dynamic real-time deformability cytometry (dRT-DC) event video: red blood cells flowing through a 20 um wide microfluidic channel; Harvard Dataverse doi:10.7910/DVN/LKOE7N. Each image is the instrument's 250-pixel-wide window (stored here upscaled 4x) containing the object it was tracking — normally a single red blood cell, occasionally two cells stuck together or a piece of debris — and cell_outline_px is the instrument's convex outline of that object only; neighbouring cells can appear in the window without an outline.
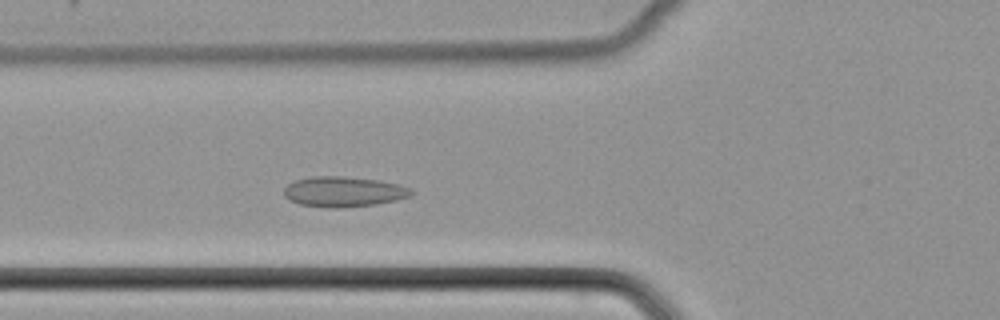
{"species": "common noctule bat (a hibernating species)", "species_latin": "Nyctalus noctula", "temperature_condition": "cold", "stored_images_in_passage": 46, "camera_frame_rate_fps": 3000, "um_per_image_px": 0.085, "animal": {"sex": "female", "body_mass_g": 22.7, "forearm_length_mm": 54.2}, "frame": {"image": 1, "passage_image": 13, "time_ms": 4.0, "image_size_px": [1000, 320], "cell_outline_px": [[416, 192], [412, 196], [396, 200], [376, 204], [336, 208], [328, 208], [300, 204], [284, 196], [284, 188], [288, 184], [296, 180], [312, 176], [344, 176], [376, 180], [396, 184], [412, 188]], "centroid_in_image_um": [29.24, 16.29], "position_along_channel_um": 96.6, "area_um2": 22.43}}
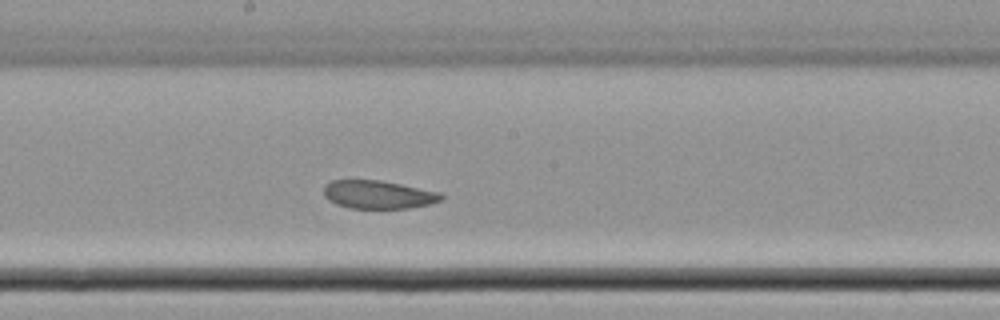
{"frame": {"image": 2, "passage_image": 22, "time_ms": 7.0, "image_size_px": [1000, 320], "cell_outline_px": [[444, 200], [428, 204], [408, 208], [348, 208], [336, 204], [328, 200], [324, 196], [324, 184], [332, 180], [380, 180], [440, 192], [444, 196]], "centroid_in_image_um": [32.13, 16.54], "position_along_channel_um": 216.1, "area_um2": 19.36}}
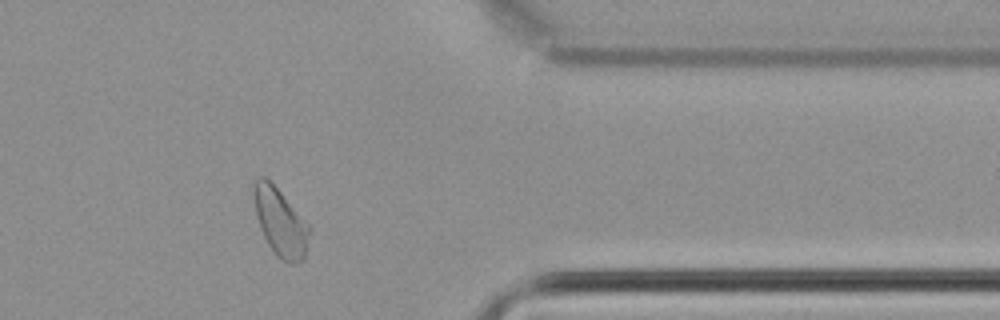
{"frame": {"image": 3, "passage_image": 36, "time_ms": 11.667, "image_size_px": [1000, 320], "cell_outline_px": [[312, 228], [304, 260], [296, 264], [288, 264], [280, 260], [276, 256], [268, 244], [260, 228], [256, 216], [252, 196], [252, 188], [256, 180], [260, 176], [264, 176], [280, 192]], "centroid_in_image_um": [23.83, 18.94], "position_along_channel_um": 387.6, "area_um2": 22.2}}